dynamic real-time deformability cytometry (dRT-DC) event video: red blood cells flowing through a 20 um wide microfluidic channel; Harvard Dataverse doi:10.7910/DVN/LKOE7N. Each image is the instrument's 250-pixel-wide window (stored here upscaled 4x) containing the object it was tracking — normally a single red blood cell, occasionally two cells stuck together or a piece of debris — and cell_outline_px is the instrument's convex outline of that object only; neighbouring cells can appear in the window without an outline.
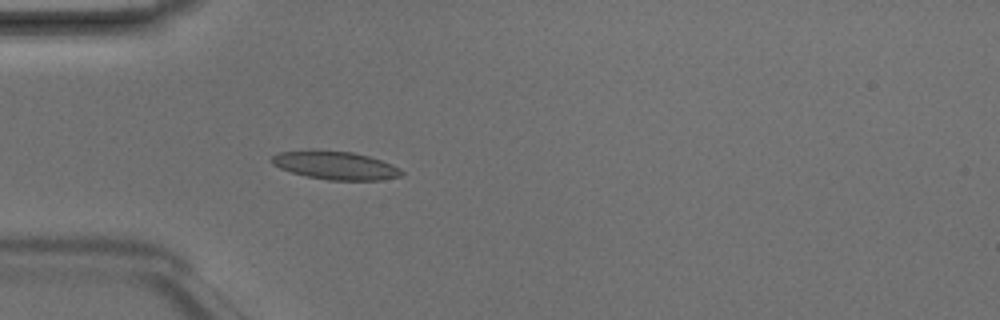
{"species": "Egyptian fruit bat (a non-hibernating species)", "species_latin": "Rousettus aegyptiacus", "temperature_condition": "room temperature", "stored_images_in_passage": 4, "camera_frame_rate_fps": 3000, "um_per_image_px": 0.085, "animal": {"sex": "male"}, "frame": {"image": 1, "passage_image": 4, "time_ms": 1.0, "image_size_px": [1000, 320], "cell_outline_px": [[404, 172], [400, 176], [380, 180], [328, 180], [308, 176], [292, 172], [280, 168], [272, 164], [268, 160], [272, 156], [280, 152], [312, 148], [352, 152], [368, 156], [392, 164], [400, 168]], "centroid_in_image_um": [28.46, 14.03], "position_along_channel_um": 56.5, "area_um2": 21.68}}